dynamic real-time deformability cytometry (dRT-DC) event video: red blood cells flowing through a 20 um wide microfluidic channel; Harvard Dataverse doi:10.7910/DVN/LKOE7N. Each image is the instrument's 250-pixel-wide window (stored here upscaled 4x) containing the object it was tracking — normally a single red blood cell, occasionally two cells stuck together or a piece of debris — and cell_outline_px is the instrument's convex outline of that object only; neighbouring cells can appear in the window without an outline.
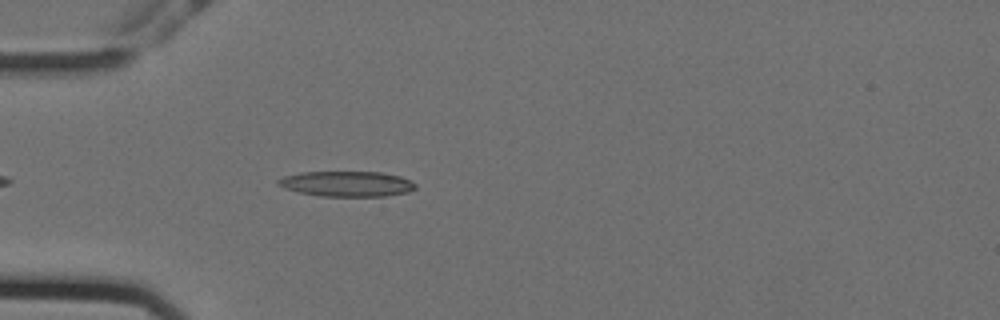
{"species": "Egyptian fruit bat (a non-hibernating species)", "species_latin": "Rousettus aegyptiacus", "temperature_condition": "cold", "stored_images_in_passage": 43, "camera_frame_rate_fps": 3000, "um_per_image_px": 0.085, "animal": {"sex": "female"}, "frame": {"image": 1, "passage_image": 6, "time_ms": 1.667, "image_size_px": [1000, 320], "cell_outline_px": [[416, 188], [408, 192], [384, 196], [320, 196], [296, 192], [284, 188], [276, 184], [276, 180], [284, 176], [300, 172], [384, 172], [400, 176], [416, 184]], "centroid_in_image_um": [29.44, 15.62], "position_along_channel_um": 55.6, "area_um2": 20.4}}
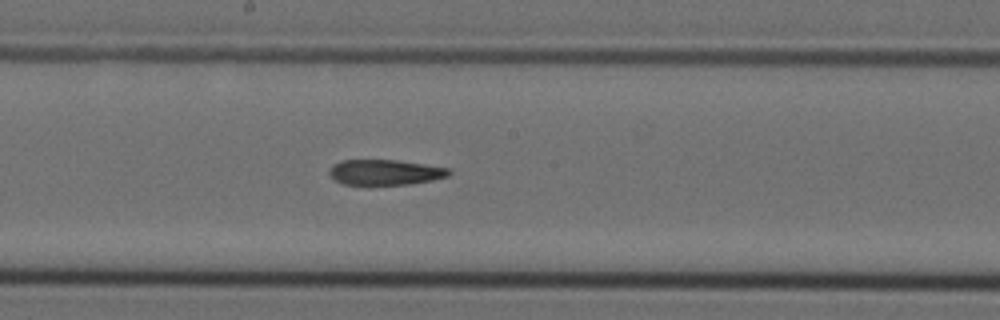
{"frame": {"image": 2, "passage_image": 20, "time_ms": 6.333, "image_size_px": [1000, 320], "cell_outline_px": [[452, 172], [448, 176], [432, 180], [408, 184], [344, 184], [336, 180], [328, 172], [328, 168], [332, 164], [340, 160], [396, 160], [424, 164], [448, 168]], "centroid_in_image_um": [32.71, 14.63], "position_along_channel_um": 215.5, "area_um2": 17.57}}
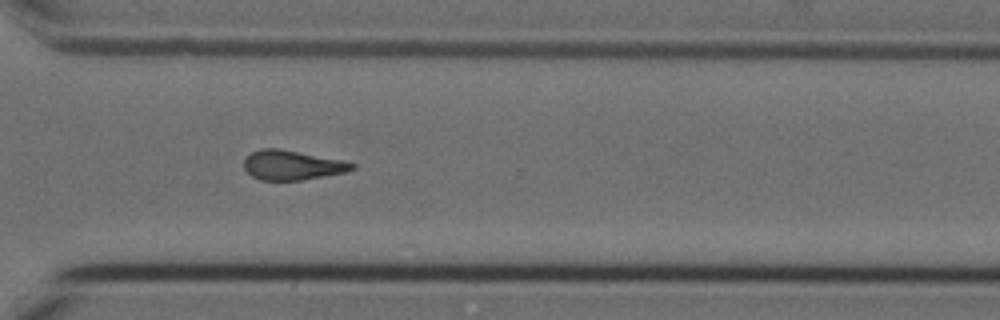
{"frame": {"image": 3, "passage_image": 31, "time_ms": 10.0, "image_size_px": [1000, 320], "cell_outline_px": [[356, 168], [344, 172], [300, 180], [260, 180], [252, 176], [244, 168], [244, 160], [252, 152], [260, 148], [280, 148], [344, 160], [356, 164]], "centroid_in_image_um": [24.83, 14.02], "position_along_channel_um": 345.8, "area_um2": 18.61}, "authors_computed_cell_mechanics": {"area_um2": 18.9006, "velocity_mm_per_s": 3.5767, "shape_relaxation_time_tau1_ms": null, "shape_relaxation_time_tau2_ms": 7.5091, "deformation_change_tau1": null, "deformation_change_tau2": 0.1968}}